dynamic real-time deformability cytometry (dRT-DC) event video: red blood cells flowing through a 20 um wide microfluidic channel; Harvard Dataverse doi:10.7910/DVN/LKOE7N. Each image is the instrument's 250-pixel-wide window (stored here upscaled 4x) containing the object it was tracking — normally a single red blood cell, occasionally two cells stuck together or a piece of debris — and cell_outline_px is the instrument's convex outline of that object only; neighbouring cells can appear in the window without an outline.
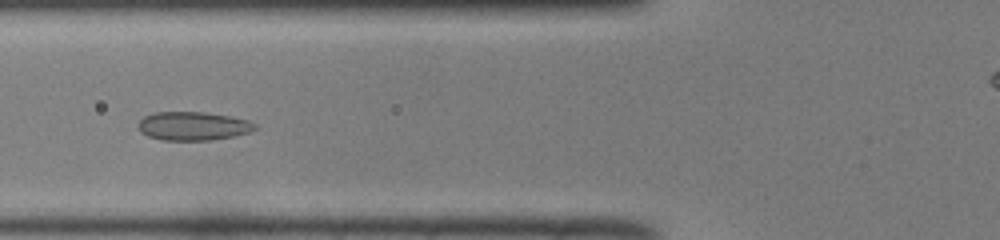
{"species": "common noctule bat (a hibernating species)", "species_latin": "Nyctalus noctula", "temperature_condition": "room temperature", "stored_images_in_passage": 40, "camera_frame_rate_fps": 3000, "um_per_image_px": 0.085, "animal": {"sex": "male", "body_mass_g": 19.0, "forearm_length_mm": 50.8}, "frame": {"image": 1, "passage_image": 8, "time_ms": 2.333, "image_size_px": [1000, 240], "cell_outline_px": [[256, 128], [248, 132], [236, 136], [212, 140], [160, 140], [148, 136], [140, 132], [136, 124], [144, 116], [156, 112], [204, 112], [232, 116], [248, 120], [256, 124]], "centroid_in_image_um": [16.39, 10.71], "position_along_channel_um": 109.4, "area_um2": 19.65}}
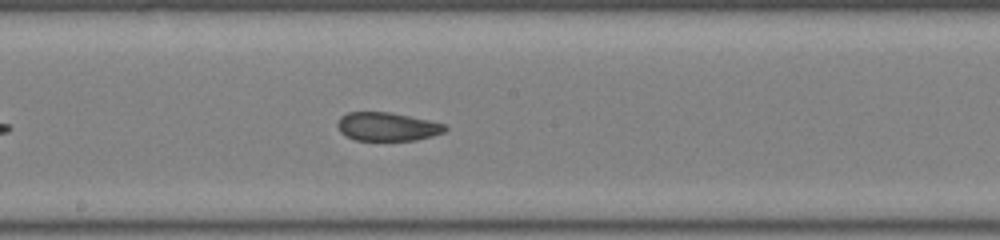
{"frame": {"image": 2, "passage_image": 16, "time_ms": 5.0, "image_size_px": [1000, 240], "cell_outline_px": [[448, 128], [444, 132], [432, 136], [416, 140], [356, 140], [344, 136], [340, 132], [336, 124], [340, 116], [348, 112], [388, 112], [428, 120], [444, 124]], "centroid_in_image_um": [32.87, 10.77], "position_along_channel_um": 215.3, "area_um2": 17.86}}
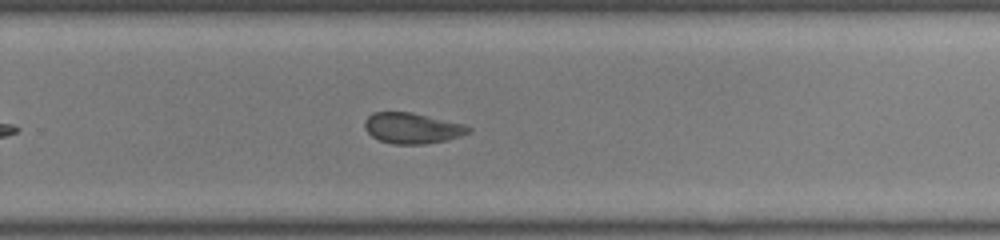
{"frame": {"image": 3, "passage_image": 22, "time_ms": 7.0, "image_size_px": [1000, 240], "cell_outline_px": [[472, 132], [448, 140], [424, 144], [392, 144], [380, 140], [372, 136], [364, 128], [364, 120], [372, 112], [412, 112], [464, 124], [472, 128]], "centroid_in_image_um": [35.05, 10.89], "position_along_channel_um": 294.8, "area_um2": 18.73}, "authors_computed_cell_mechanics": {"area_um2": 19.7387, "velocity_mm_per_s": 3.9828, "shape_relaxation_time_tau1_ms": null, "shape_relaxation_time_tau2_ms": 1.0194, "deformation_change_tau1": null, "deformation_change_tau2": 0.0465}}